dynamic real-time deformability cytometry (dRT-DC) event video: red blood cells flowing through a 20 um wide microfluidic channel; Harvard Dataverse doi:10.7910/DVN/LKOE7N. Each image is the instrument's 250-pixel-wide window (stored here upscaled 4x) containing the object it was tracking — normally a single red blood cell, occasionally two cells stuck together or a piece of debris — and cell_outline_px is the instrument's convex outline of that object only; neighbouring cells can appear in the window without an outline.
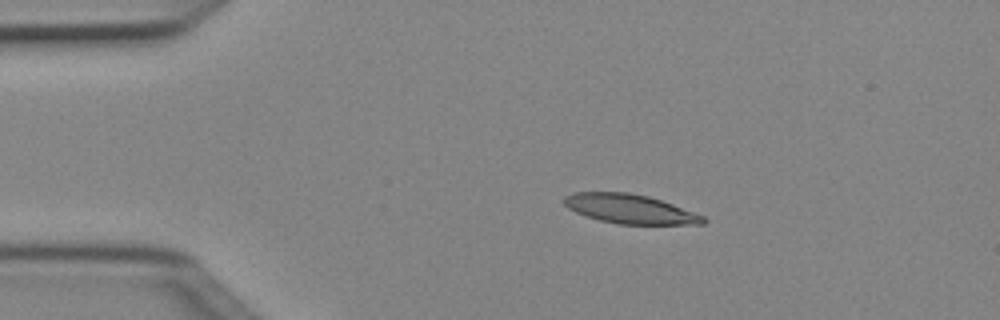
{"species": "Egyptian fruit bat (a non-hibernating species)", "species_latin": "Rousettus aegyptiacus", "temperature_condition": "cold", "stored_images_in_passage": 3, "camera_frame_rate_fps": 3000, "um_per_image_px": 0.085, "animal": {"sex": "female"}, "frame": {"image": 1, "passage_image": 1, "time_ms": 0.0, "image_size_px": [1000, 320], "cell_outline_px": [[708, 220], [704, 224], [620, 224], [600, 220], [576, 212], [568, 208], [560, 200], [564, 196], [572, 192], [628, 192], [648, 196], [672, 204], [704, 216]], "centroid_in_image_um": [53.51, 17.75], "position_along_channel_um": 31.5, "area_um2": 23.64}}
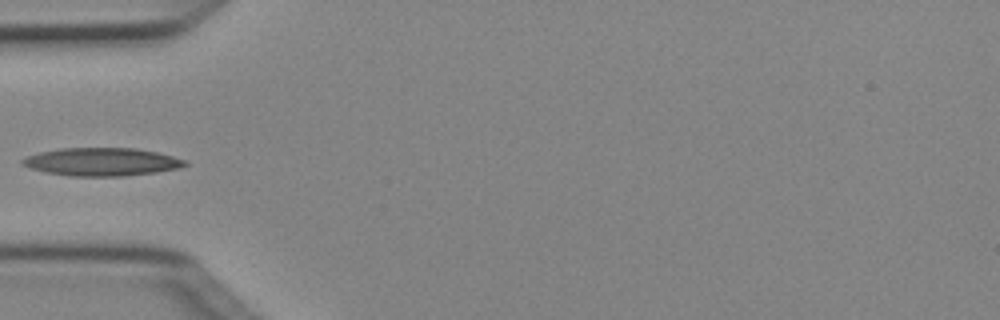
{"frame": {"image": 2, "passage_image": 3, "time_ms": 0.667, "image_size_px": [1000, 320], "cell_outline_px": [[188, 164], [180, 168], [156, 172], [124, 176], [68, 176], [44, 172], [20, 164], [20, 160], [28, 156], [40, 152], [60, 148], [136, 148], [156, 152], [172, 156], [184, 160]], "centroid_in_image_um": [8.63, 13.76], "position_along_channel_um": 76.4, "area_um2": 26.53}}